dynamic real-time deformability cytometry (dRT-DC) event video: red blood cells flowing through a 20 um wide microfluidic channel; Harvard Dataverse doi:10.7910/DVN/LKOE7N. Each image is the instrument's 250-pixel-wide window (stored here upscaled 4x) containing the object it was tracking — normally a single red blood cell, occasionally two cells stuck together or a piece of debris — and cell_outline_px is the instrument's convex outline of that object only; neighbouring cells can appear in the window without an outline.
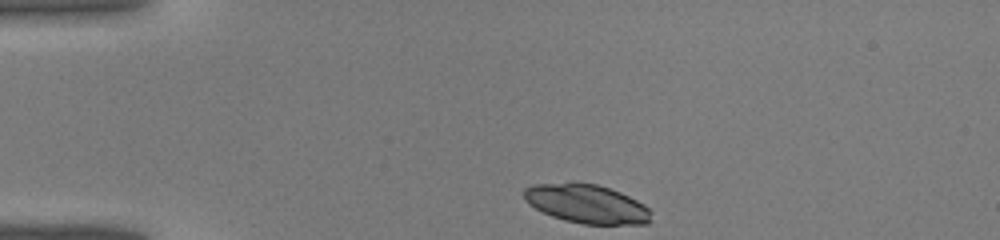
{"species": "common noctule bat (a hibernating species)", "species_latin": "Nyctalus noctula", "temperature_condition": "warm", "stored_images_in_passage": 29, "camera_frame_rate_fps": 3000, "um_per_image_px": 0.085, "animal": {"sex": "male", "body_mass_g": 19.0, "forearm_length_mm": 50.8}, "frame": {"image": 1, "passage_image": 1, "time_ms": 0.0, "image_size_px": [1000, 240], "cell_outline_px": [[652, 220], [648, 224], [584, 224], [564, 220], [552, 216], [528, 204], [524, 200], [524, 188], [532, 184], [572, 180], [596, 184], [620, 192], [644, 204], [652, 212]], "centroid_in_image_um": [49.85, 17.29], "position_along_channel_um": 35.2, "area_um2": 29.36}}
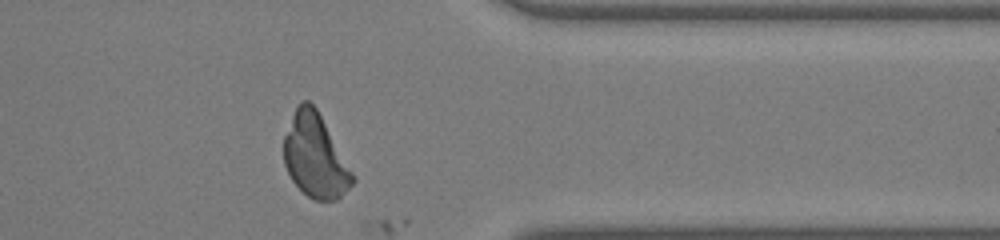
{"frame": {"image": 2, "passage_image": 27, "time_ms": 8.667, "image_size_px": [1000, 240], "cell_outline_px": [[356, 180], [336, 200], [312, 200], [292, 180], [284, 164], [284, 136], [292, 116], [296, 108], [304, 100], [308, 100], [316, 108], [356, 176]], "centroid_in_image_um": [26.8, 13.28], "position_along_channel_um": 384.6, "area_um2": 33.06}}